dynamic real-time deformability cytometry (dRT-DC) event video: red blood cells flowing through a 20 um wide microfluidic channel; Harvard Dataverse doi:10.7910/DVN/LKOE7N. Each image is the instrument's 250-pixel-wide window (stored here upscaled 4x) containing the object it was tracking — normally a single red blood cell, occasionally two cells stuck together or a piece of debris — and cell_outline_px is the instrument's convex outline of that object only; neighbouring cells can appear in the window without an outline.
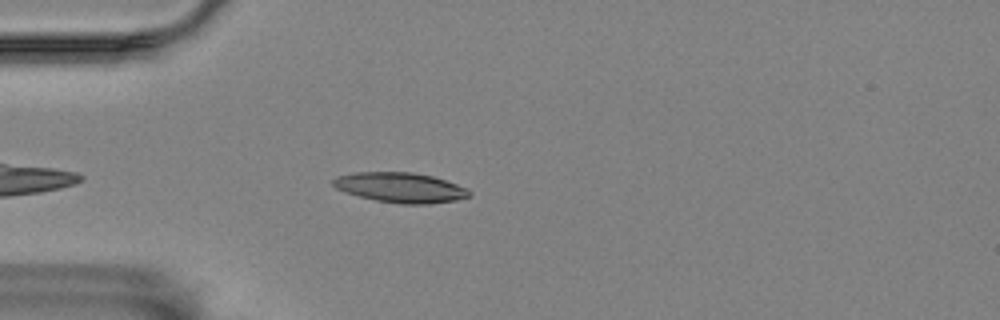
{"species": "Egyptian fruit bat (a non-hibernating species)", "species_latin": "Rousettus aegyptiacus", "temperature_condition": "room temperature", "stored_images_in_passage": 14, "camera_frame_rate_fps": 3000, "um_per_image_px": 0.085, "animal": {"sex": "female"}, "frame": {"image": 1, "passage_image": 1, "time_ms": 0.0, "image_size_px": [1000, 320], "cell_outline_px": [[472, 196], [456, 200], [432, 204], [400, 204], [376, 200], [344, 192], [336, 188], [332, 184], [332, 180], [336, 176], [352, 172], [412, 172], [432, 176], [468, 188], [472, 192]], "centroid_in_image_um": [34.04, 15.94], "position_along_channel_um": 51.0, "area_um2": 23.99}}
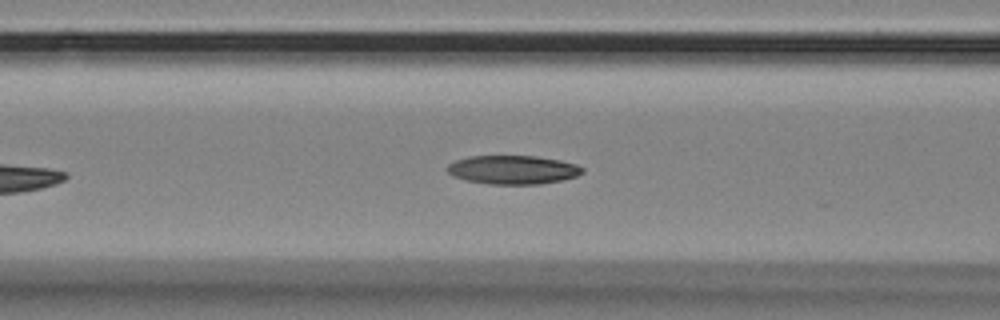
{"frame": {"image": 2, "passage_image": 8, "time_ms": 2.333, "image_size_px": [1000, 320], "cell_outline_px": [[584, 172], [576, 176], [560, 180], [540, 184], [488, 184], [464, 180], [448, 172], [448, 164], [456, 160], [468, 156], [536, 156], [560, 160], [576, 164], [584, 168]], "centroid_in_image_um": [43.61, 14.43], "position_along_channel_um": 123.0, "area_um2": 22.54}}
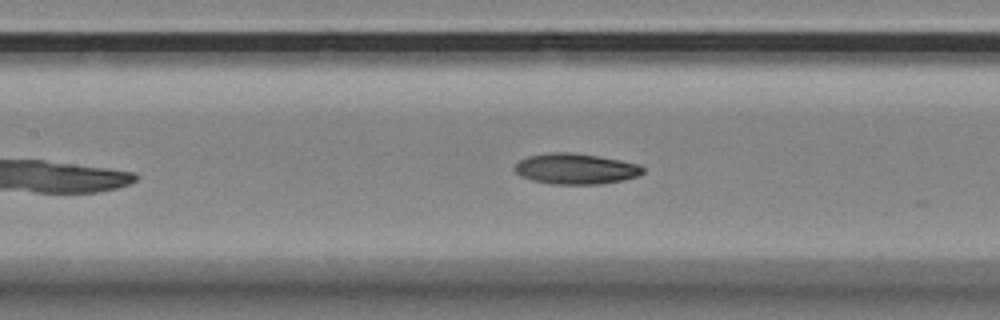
{"frame": {"image": 3, "passage_image": 11, "time_ms": 3.333, "image_size_px": [1000, 320], "cell_outline_px": [[644, 172], [636, 176], [624, 180], [600, 184], [548, 184], [532, 180], [520, 176], [512, 168], [520, 160], [528, 156], [548, 152], [568, 152], [600, 156], [640, 164], [644, 168]], "centroid_in_image_um": [48.92, 14.35], "position_along_channel_um": 158.5, "area_um2": 23.12}}